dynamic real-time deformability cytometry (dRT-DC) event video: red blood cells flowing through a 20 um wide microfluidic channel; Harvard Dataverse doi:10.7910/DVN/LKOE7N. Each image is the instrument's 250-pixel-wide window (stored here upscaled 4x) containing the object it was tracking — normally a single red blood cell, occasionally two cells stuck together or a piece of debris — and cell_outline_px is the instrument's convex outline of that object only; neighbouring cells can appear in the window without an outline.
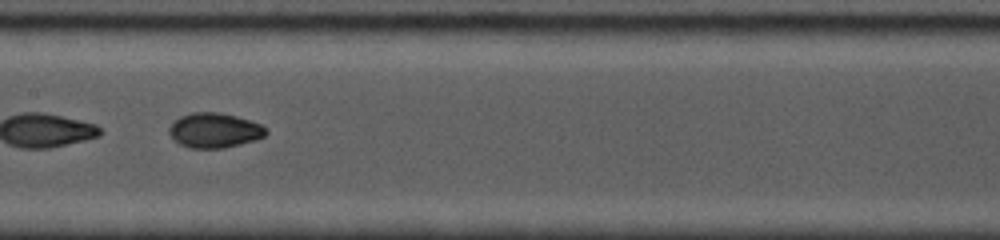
{"species": "common noctule bat (a hibernating species)", "species_latin": "Nyctalus noctula", "temperature_condition": "cold", "stored_images_in_passage": 28, "camera_frame_rate_fps": 5000, "um_per_image_px": 0.085, "animal": {"sex": "female", "body_mass_g": 19.0, "forearm_length_mm": 53.3}, "frame": {"image": 1, "passage_image": 9, "time_ms": 3.0, "image_size_px": [1000, 240], "cell_outline_px": [[268, 132], [264, 136], [256, 140], [224, 148], [192, 148], [180, 144], [168, 132], [168, 128], [172, 120], [180, 116], [192, 112], [220, 112], [236, 116], [260, 124], [268, 128]], "centroid_in_image_um": [18.22, 11.07], "position_along_channel_um": 189.2, "area_um2": 19.77}}